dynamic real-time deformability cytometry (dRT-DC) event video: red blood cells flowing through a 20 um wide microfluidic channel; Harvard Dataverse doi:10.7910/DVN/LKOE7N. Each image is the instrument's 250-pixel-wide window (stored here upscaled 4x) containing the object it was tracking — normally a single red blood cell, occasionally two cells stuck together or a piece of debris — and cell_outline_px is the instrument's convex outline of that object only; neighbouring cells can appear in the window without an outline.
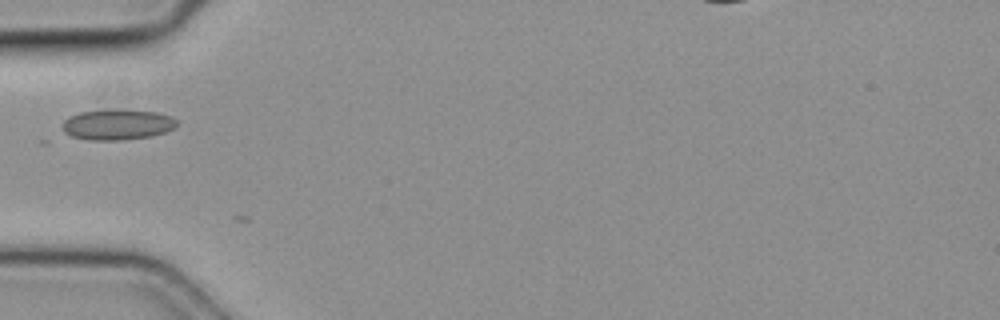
{"species": "common noctule bat (a hibernating species)", "species_latin": "Nyctalus noctula", "temperature_condition": "cold", "stored_images_in_passage": 5, "camera_frame_rate_fps": 3000, "um_per_image_px": 0.085, "animal": {"sex": "female", "body_mass_g": 19.3, "forearm_length_mm": 54.1}, "frame": {"image": 1, "passage_image": 4, "time_ms": 1.0, "image_size_px": [1000, 320], "cell_outline_px": [[176, 128], [152, 136], [120, 140], [88, 140], [72, 136], [64, 132], [60, 124], [68, 116], [80, 112], [156, 112], [168, 116], [176, 120]], "centroid_in_image_um": [9.92, 10.64], "position_along_channel_um": 75.1, "area_um2": 19.54}}